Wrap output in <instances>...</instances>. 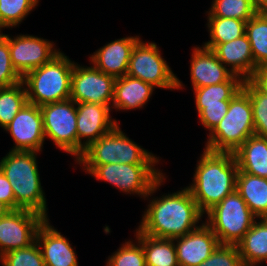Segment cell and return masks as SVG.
I'll list each match as a JSON object with an SVG mask.
<instances>
[{"instance_id": "6da1fadb", "label": "cell", "mask_w": 267, "mask_h": 266, "mask_svg": "<svg viewBox=\"0 0 267 266\" xmlns=\"http://www.w3.org/2000/svg\"><path fill=\"white\" fill-rule=\"evenodd\" d=\"M203 216L191 192L184 187L172 194L153 197L137 228L151 237L175 239L197 229Z\"/></svg>"}, {"instance_id": "7a4b0ae2", "label": "cell", "mask_w": 267, "mask_h": 266, "mask_svg": "<svg viewBox=\"0 0 267 266\" xmlns=\"http://www.w3.org/2000/svg\"><path fill=\"white\" fill-rule=\"evenodd\" d=\"M197 163L193 183L186 188L205 214L236 190L239 169L234 153L204 149Z\"/></svg>"}, {"instance_id": "3957f363", "label": "cell", "mask_w": 267, "mask_h": 266, "mask_svg": "<svg viewBox=\"0 0 267 266\" xmlns=\"http://www.w3.org/2000/svg\"><path fill=\"white\" fill-rule=\"evenodd\" d=\"M37 154L38 152L10 150L0 160V169L11 184L15 196V210H30L49 219Z\"/></svg>"}, {"instance_id": "277c9868", "label": "cell", "mask_w": 267, "mask_h": 266, "mask_svg": "<svg viewBox=\"0 0 267 266\" xmlns=\"http://www.w3.org/2000/svg\"><path fill=\"white\" fill-rule=\"evenodd\" d=\"M74 63L60 51L46 64L28 72L22 78L28 103L41 107L70 99Z\"/></svg>"}, {"instance_id": "5b68a950", "label": "cell", "mask_w": 267, "mask_h": 266, "mask_svg": "<svg viewBox=\"0 0 267 266\" xmlns=\"http://www.w3.org/2000/svg\"><path fill=\"white\" fill-rule=\"evenodd\" d=\"M87 174L96 180L108 182L125 194H137L149 198L165 182L166 176L156 164L111 163L105 165H82Z\"/></svg>"}, {"instance_id": "8992f818", "label": "cell", "mask_w": 267, "mask_h": 266, "mask_svg": "<svg viewBox=\"0 0 267 266\" xmlns=\"http://www.w3.org/2000/svg\"><path fill=\"white\" fill-rule=\"evenodd\" d=\"M255 135L253 109L249 95L241 89L229 103L227 114L208 134L206 150L234 153L250 136Z\"/></svg>"}, {"instance_id": "52a82bcc", "label": "cell", "mask_w": 267, "mask_h": 266, "mask_svg": "<svg viewBox=\"0 0 267 266\" xmlns=\"http://www.w3.org/2000/svg\"><path fill=\"white\" fill-rule=\"evenodd\" d=\"M206 214L205 223L219 243L228 245H237L257 219L236 190Z\"/></svg>"}, {"instance_id": "ba28073f", "label": "cell", "mask_w": 267, "mask_h": 266, "mask_svg": "<svg viewBox=\"0 0 267 266\" xmlns=\"http://www.w3.org/2000/svg\"><path fill=\"white\" fill-rule=\"evenodd\" d=\"M127 75L151 84L154 88L180 90L184 86L173 73L155 42L141 39L132 49Z\"/></svg>"}, {"instance_id": "9c48e42d", "label": "cell", "mask_w": 267, "mask_h": 266, "mask_svg": "<svg viewBox=\"0 0 267 266\" xmlns=\"http://www.w3.org/2000/svg\"><path fill=\"white\" fill-rule=\"evenodd\" d=\"M45 139L60 150L78 158L77 110L72 99L42 105Z\"/></svg>"}, {"instance_id": "30bf717a", "label": "cell", "mask_w": 267, "mask_h": 266, "mask_svg": "<svg viewBox=\"0 0 267 266\" xmlns=\"http://www.w3.org/2000/svg\"><path fill=\"white\" fill-rule=\"evenodd\" d=\"M116 78L97 69L74 63L70 99L75 103H97L111 107Z\"/></svg>"}, {"instance_id": "8fae6325", "label": "cell", "mask_w": 267, "mask_h": 266, "mask_svg": "<svg viewBox=\"0 0 267 266\" xmlns=\"http://www.w3.org/2000/svg\"><path fill=\"white\" fill-rule=\"evenodd\" d=\"M45 220L44 216L25 209L11 210L0 218V256L33 244Z\"/></svg>"}, {"instance_id": "7c38bea8", "label": "cell", "mask_w": 267, "mask_h": 266, "mask_svg": "<svg viewBox=\"0 0 267 266\" xmlns=\"http://www.w3.org/2000/svg\"><path fill=\"white\" fill-rule=\"evenodd\" d=\"M55 43L43 37L32 35L9 36L11 62L17 73L23 78L28 72L49 62L60 49Z\"/></svg>"}, {"instance_id": "4fadbf2b", "label": "cell", "mask_w": 267, "mask_h": 266, "mask_svg": "<svg viewBox=\"0 0 267 266\" xmlns=\"http://www.w3.org/2000/svg\"><path fill=\"white\" fill-rule=\"evenodd\" d=\"M3 130L12 136V151L42 152L45 133L39 106L27 102Z\"/></svg>"}, {"instance_id": "5bb4252c", "label": "cell", "mask_w": 267, "mask_h": 266, "mask_svg": "<svg viewBox=\"0 0 267 266\" xmlns=\"http://www.w3.org/2000/svg\"><path fill=\"white\" fill-rule=\"evenodd\" d=\"M76 110L79 157L91 143L110 132L118 122L112 119L109 105L76 103Z\"/></svg>"}, {"instance_id": "9a60e30c", "label": "cell", "mask_w": 267, "mask_h": 266, "mask_svg": "<svg viewBox=\"0 0 267 266\" xmlns=\"http://www.w3.org/2000/svg\"><path fill=\"white\" fill-rule=\"evenodd\" d=\"M173 240L179 266H198L220 244L217 236L203 221L197 229Z\"/></svg>"}, {"instance_id": "2e32d148", "label": "cell", "mask_w": 267, "mask_h": 266, "mask_svg": "<svg viewBox=\"0 0 267 266\" xmlns=\"http://www.w3.org/2000/svg\"><path fill=\"white\" fill-rule=\"evenodd\" d=\"M139 36L115 39L95 51L89 62L100 71L115 78L127 75L131 52Z\"/></svg>"}, {"instance_id": "e0dca14e", "label": "cell", "mask_w": 267, "mask_h": 266, "mask_svg": "<svg viewBox=\"0 0 267 266\" xmlns=\"http://www.w3.org/2000/svg\"><path fill=\"white\" fill-rule=\"evenodd\" d=\"M190 62L192 89L226 82L233 73L217 57L212 49L194 47Z\"/></svg>"}, {"instance_id": "ac0fdd59", "label": "cell", "mask_w": 267, "mask_h": 266, "mask_svg": "<svg viewBox=\"0 0 267 266\" xmlns=\"http://www.w3.org/2000/svg\"><path fill=\"white\" fill-rule=\"evenodd\" d=\"M45 266H78L77 254L69 240L50 225L49 219L39 227L36 234Z\"/></svg>"}, {"instance_id": "d6986e66", "label": "cell", "mask_w": 267, "mask_h": 266, "mask_svg": "<svg viewBox=\"0 0 267 266\" xmlns=\"http://www.w3.org/2000/svg\"><path fill=\"white\" fill-rule=\"evenodd\" d=\"M212 50L218 59L229 70L243 80H248L254 73V59L251 51V44L244 34L232 41L216 44Z\"/></svg>"}, {"instance_id": "ffe728a7", "label": "cell", "mask_w": 267, "mask_h": 266, "mask_svg": "<svg viewBox=\"0 0 267 266\" xmlns=\"http://www.w3.org/2000/svg\"><path fill=\"white\" fill-rule=\"evenodd\" d=\"M154 89L151 84L139 78L128 75L116 78L111 111L112 109L120 111L144 107L151 98Z\"/></svg>"}, {"instance_id": "44dd1931", "label": "cell", "mask_w": 267, "mask_h": 266, "mask_svg": "<svg viewBox=\"0 0 267 266\" xmlns=\"http://www.w3.org/2000/svg\"><path fill=\"white\" fill-rule=\"evenodd\" d=\"M238 169L267 178V138L256 135L247 138L234 152Z\"/></svg>"}, {"instance_id": "7402d4cb", "label": "cell", "mask_w": 267, "mask_h": 266, "mask_svg": "<svg viewBox=\"0 0 267 266\" xmlns=\"http://www.w3.org/2000/svg\"><path fill=\"white\" fill-rule=\"evenodd\" d=\"M236 191L258 219L267 218V178L238 170Z\"/></svg>"}, {"instance_id": "603a6c76", "label": "cell", "mask_w": 267, "mask_h": 266, "mask_svg": "<svg viewBox=\"0 0 267 266\" xmlns=\"http://www.w3.org/2000/svg\"><path fill=\"white\" fill-rule=\"evenodd\" d=\"M257 220L237 244L245 266H258L267 262V218Z\"/></svg>"}, {"instance_id": "cb8c5ba5", "label": "cell", "mask_w": 267, "mask_h": 266, "mask_svg": "<svg viewBox=\"0 0 267 266\" xmlns=\"http://www.w3.org/2000/svg\"><path fill=\"white\" fill-rule=\"evenodd\" d=\"M134 236L143 247L146 266H179L173 239L151 237L137 228Z\"/></svg>"}, {"instance_id": "d4e9b609", "label": "cell", "mask_w": 267, "mask_h": 266, "mask_svg": "<svg viewBox=\"0 0 267 266\" xmlns=\"http://www.w3.org/2000/svg\"><path fill=\"white\" fill-rule=\"evenodd\" d=\"M117 155V125L107 134L91 143L74 161L81 165L119 163Z\"/></svg>"}, {"instance_id": "484cf974", "label": "cell", "mask_w": 267, "mask_h": 266, "mask_svg": "<svg viewBox=\"0 0 267 266\" xmlns=\"http://www.w3.org/2000/svg\"><path fill=\"white\" fill-rule=\"evenodd\" d=\"M245 34L251 44L254 72L267 66V13H256L246 22Z\"/></svg>"}, {"instance_id": "4316f807", "label": "cell", "mask_w": 267, "mask_h": 266, "mask_svg": "<svg viewBox=\"0 0 267 266\" xmlns=\"http://www.w3.org/2000/svg\"><path fill=\"white\" fill-rule=\"evenodd\" d=\"M210 40L204 47L212 49L216 44L226 43L245 34L246 22L240 19L207 17Z\"/></svg>"}, {"instance_id": "83f0119b", "label": "cell", "mask_w": 267, "mask_h": 266, "mask_svg": "<svg viewBox=\"0 0 267 266\" xmlns=\"http://www.w3.org/2000/svg\"><path fill=\"white\" fill-rule=\"evenodd\" d=\"M244 80L232 75L226 82L193 89L195 104L220 103L222 100H231L243 87Z\"/></svg>"}, {"instance_id": "f1b7e54d", "label": "cell", "mask_w": 267, "mask_h": 266, "mask_svg": "<svg viewBox=\"0 0 267 266\" xmlns=\"http://www.w3.org/2000/svg\"><path fill=\"white\" fill-rule=\"evenodd\" d=\"M23 81L8 87H0V127L3 129L27 103Z\"/></svg>"}, {"instance_id": "f546056e", "label": "cell", "mask_w": 267, "mask_h": 266, "mask_svg": "<svg viewBox=\"0 0 267 266\" xmlns=\"http://www.w3.org/2000/svg\"><path fill=\"white\" fill-rule=\"evenodd\" d=\"M119 163L124 164H158L159 157L129 139L117 124V155Z\"/></svg>"}, {"instance_id": "4dcf8cb0", "label": "cell", "mask_w": 267, "mask_h": 266, "mask_svg": "<svg viewBox=\"0 0 267 266\" xmlns=\"http://www.w3.org/2000/svg\"><path fill=\"white\" fill-rule=\"evenodd\" d=\"M256 13L251 0H213L207 17L233 18L247 22Z\"/></svg>"}, {"instance_id": "1f68e13d", "label": "cell", "mask_w": 267, "mask_h": 266, "mask_svg": "<svg viewBox=\"0 0 267 266\" xmlns=\"http://www.w3.org/2000/svg\"><path fill=\"white\" fill-rule=\"evenodd\" d=\"M38 3L39 0H0V31L21 24Z\"/></svg>"}, {"instance_id": "d6a6232c", "label": "cell", "mask_w": 267, "mask_h": 266, "mask_svg": "<svg viewBox=\"0 0 267 266\" xmlns=\"http://www.w3.org/2000/svg\"><path fill=\"white\" fill-rule=\"evenodd\" d=\"M242 89L249 95L252 104L255 135L267 138V95L249 80H244Z\"/></svg>"}, {"instance_id": "836d02e7", "label": "cell", "mask_w": 267, "mask_h": 266, "mask_svg": "<svg viewBox=\"0 0 267 266\" xmlns=\"http://www.w3.org/2000/svg\"><path fill=\"white\" fill-rule=\"evenodd\" d=\"M106 264V266H146L141 243L136 239L135 243L131 240L126 241L113 255L109 256Z\"/></svg>"}, {"instance_id": "e575fe53", "label": "cell", "mask_w": 267, "mask_h": 266, "mask_svg": "<svg viewBox=\"0 0 267 266\" xmlns=\"http://www.w3.org/2000/svg\"><path fill=\"white\" fill-rule=\"evenodd\" d=\"M2 266H45L41 249L35 241L28 247L10 251L0 256Z\"/></svg>"}, {"instance_id": "d590c367", "label": "cell", "mask_w": 267, "mask_h": 266, "mask_svg": "<svg viewBox=\"0 0 267 266\" xmlns=\"http://www.w3.org/2000/svg\"><path fill=\"white\" fill-rule=\"evenodd\" d=\"M22 81L12 65L9 50V35L0 33V87H8Z\"/></svg>"}, {"instance_id": "8d00e7d4", "label": "cell", "mask_w": 267, "mask_h": 266, "mask_svg": "<svg viewBox=\"0 0 267 266\" xmlns=\"http://www.w3.org/2000/svg\"><path fill=\"white\" fill-rule=\"evenodd\" d=\"M198 266H245L237 245L219 244Z\"/></svg>"}, {"instance_id": "74e56055", "label": "cell", "mask_w": 267, "mask_h": 266, "mask_svg": "<svg viewBox=\"0 0 267 266\" xmlns=\"http://www.w3.org/2000/svg\"><path fill=\"white\" fill-rule=\"evenodd\" d=\"M230 100H222L220 103L196 104L198 117L201 124L211 133L227 114Z\"/></svg>"}, {"instance_id": "f35d334b", "label": "cell", "mask_w": 267, "mask_h": 266, "mask_svg": "<svg viewBox=\"0 0 267 266\" xmlns=\"http://www.w3.org/2000/svg\"><path fill=\"white\" fill-rule=\"evenodd\" d=\"M0 201L5 203L11 210H15V196L10 182L0 169Z\"/></svg>"}, {"instance_id": "ab89813d", "label": "cell", "mask_w": 267, "mask_h": 266, "mask_svg": "<svg viewBox=\"0 0 267 266\" xmlns=\"http://www.w3.org/2000/svg\"><path fill=\"white\" fill-rule=\"evenodd\" d=\"M261 93L267 95V66L258 68L248 79Z\"/></svg>"}, {"instance_id": "60d3db41", "label": "cell", "mask_w": 267, "mask_h": 266, "mask_svg": "<svg viewBox=\"0 0 267 266\" xmlns=\"http://www.w3.org/2000/svg\"><path fill=\"white\" fill-rule=\"evenodd\" d=\"M257 13H267V0H251Z\"/></svg>"}, {"instance_id": "b9f144b4", "label": "cell", "mask_w": 267, "mask_h": 266, "mask_svg": "<svg viewBox=\"0 0 267 266\" xmlns=\"http://www.w3.org/2000/svg\"><path fill=\"white\" fill-rule=\"evenodd\" d=\"M10 211L11 209L5 203L0 201V218L7 215Z\"/></svg>"}]
</instances>
